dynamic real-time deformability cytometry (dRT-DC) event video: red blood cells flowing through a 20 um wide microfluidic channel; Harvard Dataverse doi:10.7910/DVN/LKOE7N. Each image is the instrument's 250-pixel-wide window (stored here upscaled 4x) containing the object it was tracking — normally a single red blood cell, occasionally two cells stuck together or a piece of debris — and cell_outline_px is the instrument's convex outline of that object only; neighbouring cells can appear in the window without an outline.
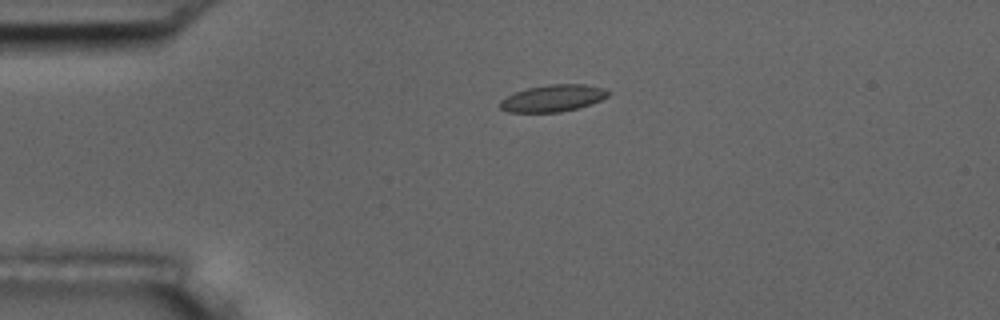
{"species": "common noctule bat (a hibernating species)", "species_latin": "Nyctalus noctula", "temperature_condition": "room temperature", "stored_images_in_passage": 2, "camera_frame_rate_fps": 3000, "um_per_image_px": 0.085, "animal": {"sex": "male", "body_mass_g": 17.5, "forearm_length_mm": 52.3}, "frame": {"image": 1, "passage_image": 1, "time_ms": 0.0, "image_size_px": [1000, 320], "cell_outline_px": [[612, 92], [608, 96], [592, 104], [580, 108], [560, 112], [508, 112], [500, 108], [500, 100], [516, 92], [528, 88], [548, 84], [584, 84], [604, 88]], "centroid_in_image_um": [47.04, 8.35], "position_along_channel_um": 38.0, "area_um2": 16.99}}